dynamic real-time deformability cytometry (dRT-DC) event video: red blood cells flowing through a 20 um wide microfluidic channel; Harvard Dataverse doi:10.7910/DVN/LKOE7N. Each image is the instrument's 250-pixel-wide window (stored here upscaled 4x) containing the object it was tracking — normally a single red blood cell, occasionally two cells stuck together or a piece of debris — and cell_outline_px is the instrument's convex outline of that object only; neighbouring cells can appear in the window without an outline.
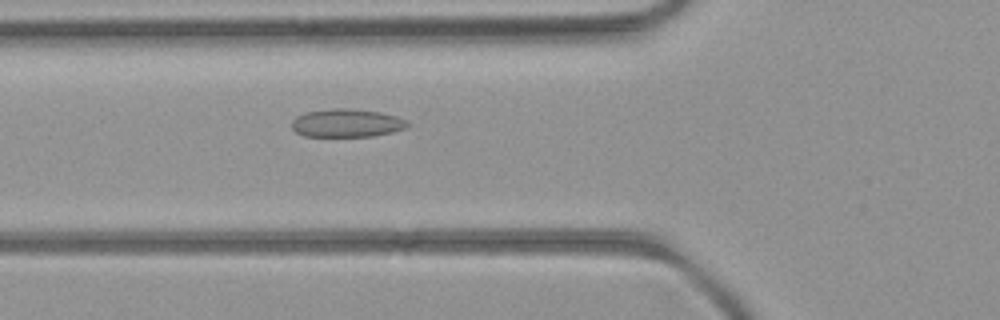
{"species": "common noctule bat (a hibernating species)", "species_latin": "Nyctalus noctula", "temperature_condition": "room temperature", "stored_images_in_passage": 47, "camera_frame_rate_fps": 3000, "um_per_image_px": 0.085, "animal": {"sex": "female", "body_mass_g": 21.9}, "frame": {"image": 1, "passage_image": 14, "time_ms": 4.333, "image_size_px": [1000, 320], "cell_outline_px": [[408, 128], [392, 132], [372, 136], [304, 136], [296, 132], [292, 128], [292, 120], [296, 116], [308, 112], [332, 108], [352, 108], [380, 112], [396, 116], [404, 120], [408, 124]], "centroid_in_image_um": [29.46, 10.45], "position_along_channel_um": 96.3, "area_um2": 18.96}}
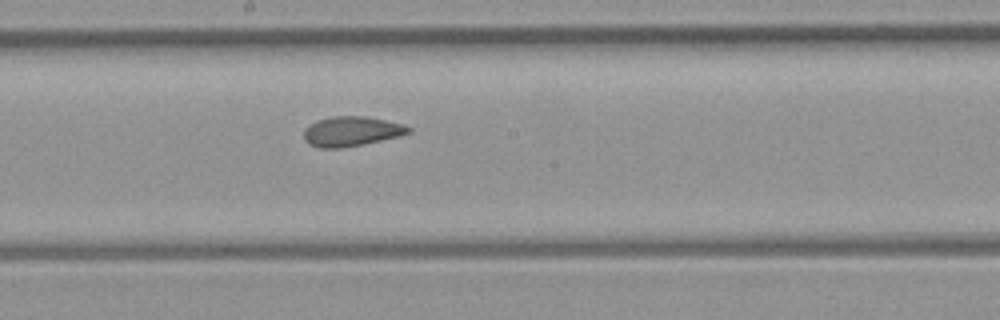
{"frame": {"image": 2, "passage_image": 23, "time_ms": 7.333, "image_size_px": [1000, 320], "cell_outline_px": [[412, 132], [380, 140], [340, 148], [320, 148], [308, 144], [304, 140], [304, 128], [316, 120], [332, 116], [364, 116], [384, 120], [400, 124], [412, 128]], "centroid_in_image_um": [29.8, 11.16], "position_along_channel_um": 218.4, "area_um2": 17.92}}
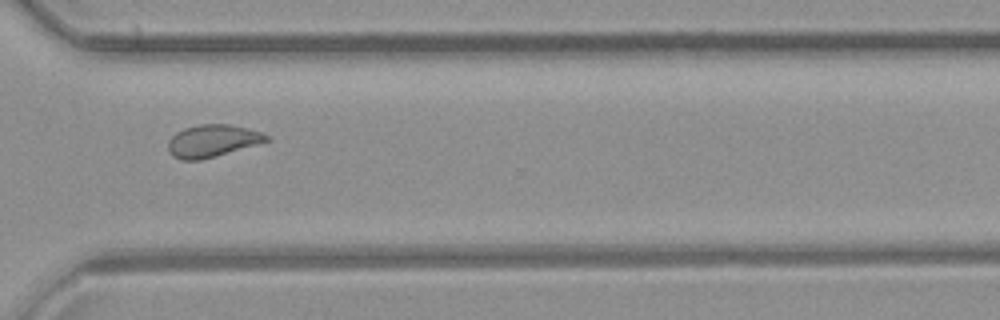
{"frame": {"image": 3, "passage_image": 33, "time_ms": 10.667, "image_size_px": [1000, 320], "cell_outline_px": [[272, 140], [200, 160], [180, 160], [172, 156], [168, 152], [168, 140], [176, 132], [184, 128], [200, 124], [228, 124], [260, 132], [272, 136]], "centroid_in_image_um": [18.04, 11.97], "position_along_channel_um": 352.6, "area_um2": 18.5}, "authors_computed_cell_mechanics": {"area_um2": 18.9006, "velocity_mm_per_s": 4.0352, "shape_relaxation_time_tau1_ms": null, "shape_relaxation_time_tau2_ms": 2.3676, "deformation_change_tau1": null, "deformation_change_tau2": 0.0768}}